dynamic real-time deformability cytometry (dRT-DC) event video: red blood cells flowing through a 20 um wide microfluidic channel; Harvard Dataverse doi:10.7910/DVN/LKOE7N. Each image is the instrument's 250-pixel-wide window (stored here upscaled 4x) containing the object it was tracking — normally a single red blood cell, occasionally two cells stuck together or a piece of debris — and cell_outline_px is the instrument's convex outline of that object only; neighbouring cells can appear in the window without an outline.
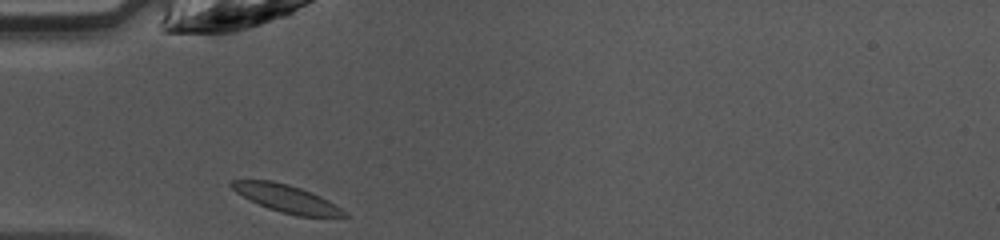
{"species": "common noctule bat (a hibernating species)", "species_latin": "Nyctalus noctula", "temperature_condition": "warm", "stored_images_in_passage": 26, "camera_frame_rate_fps": 3000, "um_per_image_px": 0.085, "animal": {"sex": "female", "body_mass_g": 10.0, "forearm_length_mm": 53.1}, "frame": {"image": 1, "passage_image": 1, "time_ms": 0.0, "image_size_px": [1000, 240], "cell_outline_px": [[348, 216], [296, 216], [280, 212], [268, 208], [236, 192], [228, 184], [228, 180], [272, 180], [288, 184], [312, 192], [328, 200], [348, 212]], "centroid_in_image_um": [24.35, 16.86], "position_along_channel_um": 60.6, "area_um2": 17.92}}
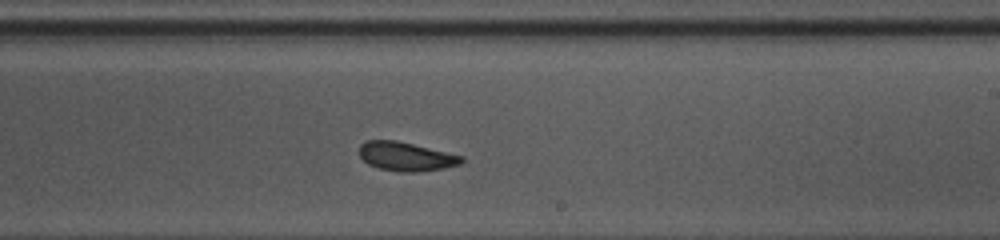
{"frame": {"image": 2, "passage_image": 15, "time_ms": 4.667, "image_size_px": [1000, 240], "cell_outline_px": [[464, 160], [460, 164], [444, 168], [416, 172], [400, 172], [380, 168], [368, 164], [360, 156], [360, 144], [368, 140], [396, 140], [464, 156]], "centroid_in_image_um": [34.52, 13.3], "position_along_channel_um": 254.5, "area_um2": 17.11}}
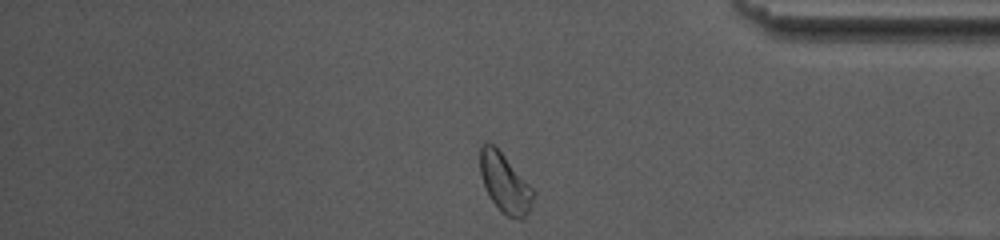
{"frame": {"image": 3, "passage_image": 26, "time_ms": 8.333, "image_size_px": [1000, 240], "cell_outline_px": [[536, 192], [532, 208], [524, 220], [520, 220], [508, 216], [492, 200], [484, 184], [480, 172], [480, 148], [484, 144], [492, 144], [504, 156]], "centroid_in_image_um": [42.97, 15.62], "position_along_channel_um": 392.2, "area_um2": 17.92}, "authors_computed_cell_mechanics": {"area_um2": 17.4845, "velocity_mm_per_s": 4.2221, "shape_relaxation_time_tau1_ms": 2.984, "shape_relaxation_time_tau2_ms": 1.3233, "deformation_change_tau1": 0.0782, "deformation_change_tau2": 0.07}}